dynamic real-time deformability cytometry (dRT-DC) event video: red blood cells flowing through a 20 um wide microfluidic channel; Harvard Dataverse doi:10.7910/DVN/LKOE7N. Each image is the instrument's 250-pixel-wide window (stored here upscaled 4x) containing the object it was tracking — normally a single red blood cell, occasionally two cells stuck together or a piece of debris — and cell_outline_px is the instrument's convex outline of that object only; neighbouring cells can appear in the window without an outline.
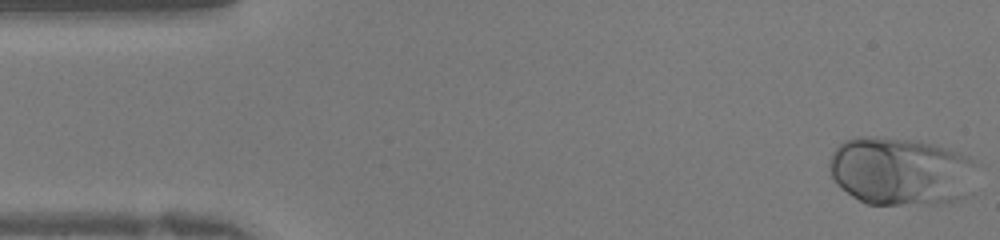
{"species": "human", "species_latin": "Homo sapiens", "temperature_condition": "warm", "stored_images_in_passage": 41, "camera_frame_rate_fps": 3000, "um_per_image_px": 0.085, "donor": {"sex": "female"}, "frame": {"image": 1, "passage_image": 1, "time_ms": 0.0, "image_size_px": [1000, 240], "cell_outline_px": [[976, 160], [972, 196], [940, 204], [868, 204], [852, 196], [836, 184], [828, 168], [828, 164], [832, 152], [844, 140], [856, 136], [872, 136], [916, 140], [936, 144], [972, 156]], "centroid_in_image_um": [76.62, 14.55], "position_along_channel_um": 8.4, "area_um2": 59.88}}
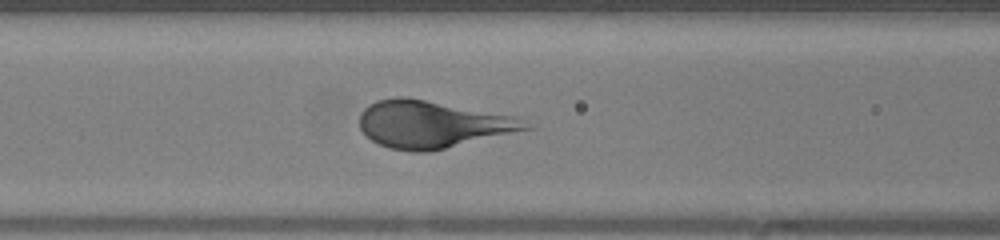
{"frame": {"image": 2, "passage_image": 16, "time_ms": 5.0, "image_size_px": [1000, 240], "cell_outline_px": [[536, 128], [428, 152], [412, 152], [388, 148], [372, 140], [360, 128], [360, 112], [368, 104], [376, 100], [396, 96], [404, 96], [516, 116]], "centroid_in_image_um": [36.75, 10.56], "position_along_channel_um": 129.8, "area_um2": 45.84}}
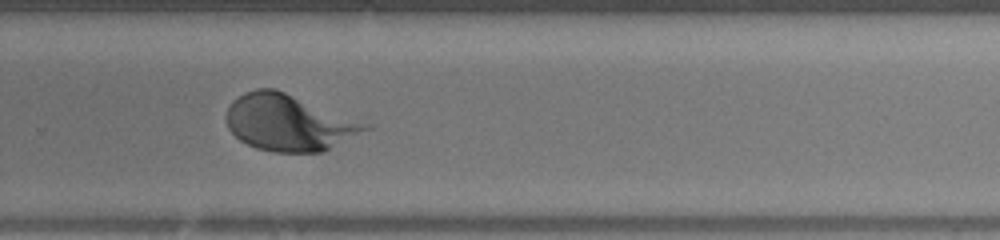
{"frame": {"image": 3, "passage_image": 27, "time_ms": 8.667, "image_size_px": [1000, 240], "cell_outline_px": [[372, 128], [324, 152], [276, 152], [256, 148], [240, 140], [228, 128], [224, 116], [232, 100], [244, 92], [256, 88], [276, 88], [372, 124]], "centroid_in_image_um": [24.57, 10.41], "position_along_channel_um": 305.2, "area_um2": 46.12}}